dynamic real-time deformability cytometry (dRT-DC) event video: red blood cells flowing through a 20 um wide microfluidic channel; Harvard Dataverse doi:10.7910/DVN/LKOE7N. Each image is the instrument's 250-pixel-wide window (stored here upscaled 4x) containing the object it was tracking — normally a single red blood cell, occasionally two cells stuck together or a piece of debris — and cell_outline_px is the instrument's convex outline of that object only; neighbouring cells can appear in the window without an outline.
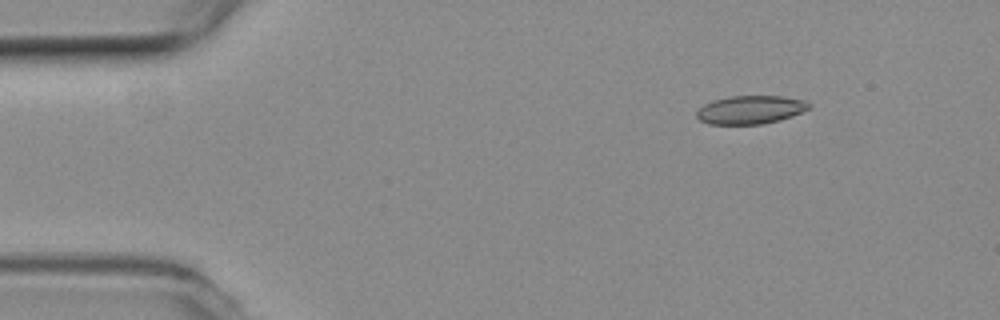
{"species": "common noctule bat (a hibernating species)", "species_latin": "Nyctalus noctula", "temperature_condition": "room temperature", "stored_images_in_passage": 49, "camera_frame_rate_fps": 3000, "um_per_image_px": 0.085, "animal": {"sex": "female", "body_mass_g": 19.3, "forearm_length_mm": 54.1}, "frame": {"image": 1, "passage_image": 2, "time_ms": 0.333, "image_size_px": [1000, 320], "cell_outline_px": [[812, 104], [808, 108], [792, 116], [780, 120], [764, 124], [708, 124], [700, 120], [696, 116], [696, 112], [704, 104], [712, 100], [728, 96], [780, 96], [808, 100]], "centroid_in_image_um": [63.79, 9.32], "position_along_channel_um": 21.2, "area_um2": 18.67}}
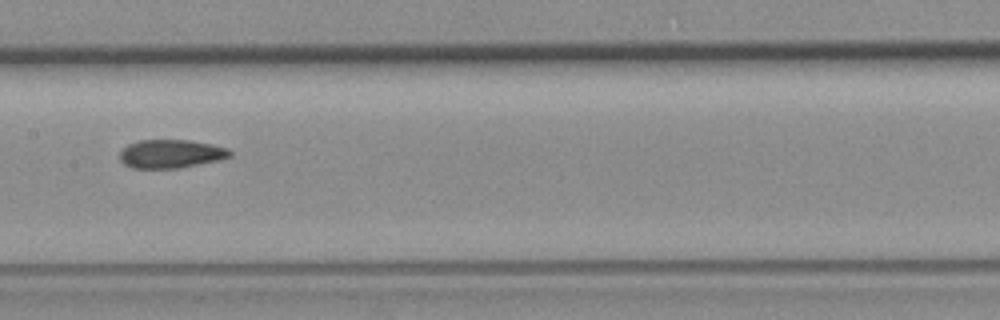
{"frame": {"image": 2, "passage_image": 22, "time_ms": 7.0, "image_size_px": [1000, 320], "cell_outline_px": [[232, 156], [220, 160], [180, 168], [132, 168], [124, 164], [120, 160], [120, 152], [128, 144], [140, 140], [188, 140], [212, 144], [228, 148], [232, 152]], "centroid_in_image_um": [14.55, 13.08], "position_along_channel_um": 192.8, "area_um2": 18.38}}
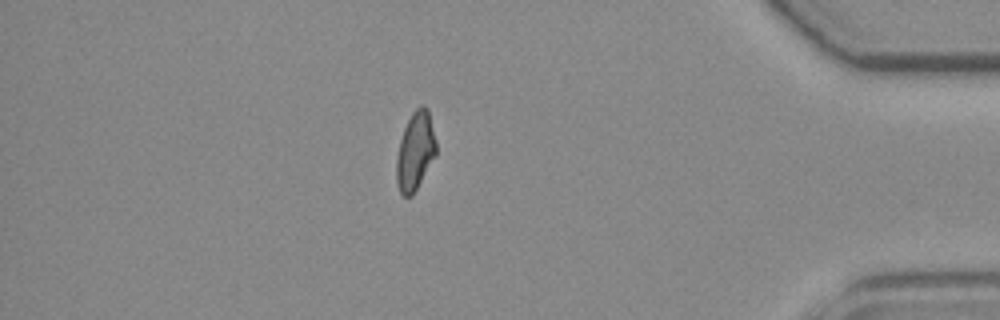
{"frame": {"image": 3, "passage_image": 42, "time_ms": 13.667, "image_size_px": [1000, 320], "cell_outline_px": [[436, 156], [412, 196], [404, 196], [400, 192], [396, 180], [396, 156], [400, 140], [404, 128], [412, 112], [420, 104], [424, 104], [428, 108], [436, 140]], "centroid_in_image_um": [35.3, 12.82], "position_along_channel_um": 399.9, "area_um2": 18.26}, "authors_computed_cell_mechanics": {"area_um2": 18.4382, "velocity_mm_per_s": 3.7593, "shape_relaxation_time_tau1_ms": 10.1124, "shape_relaxation_time_tau2_ms": 2.1209, "deformation_change_tau1": 0.2103, "deformation_change_tau2": 0.0806}}